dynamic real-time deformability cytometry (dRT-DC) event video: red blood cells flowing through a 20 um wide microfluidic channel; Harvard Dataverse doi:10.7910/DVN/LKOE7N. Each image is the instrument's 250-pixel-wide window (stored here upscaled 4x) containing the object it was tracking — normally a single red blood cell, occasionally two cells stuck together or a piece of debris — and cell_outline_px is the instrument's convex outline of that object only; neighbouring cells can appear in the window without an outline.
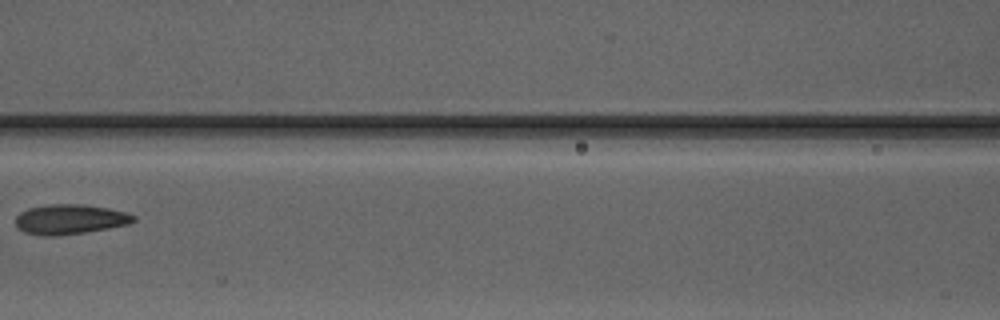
{"species": "Egyptian fruit bat (a non-hibernating species)", "species_latin": "Rousettus aegyptiacus", "temperature_condition": "warm", "stored_images_in_passage": 3, "camera_frame_rate_fps": 3000, "um_per_image_px": 0.085, "animal": {"sex": "male"}, "frame": {"image": 1, "passage_image": 3, "time_ms": 3.333, "image_size_px": [1000, 320], "cell_outline_px": [[136, 220], [128, 224], [108, 228], [60, 236], [44, 236], [24, 232], [16, 228], [16, 216], [20, 212], [28, 208], [48, 204], [84, 204], [108, 208], [128, 212], [136, 216]], "centroid_in_image_um": [5.94, 18.64], "position_along_channel_um": 160.7, "area_um2": 20.75}}